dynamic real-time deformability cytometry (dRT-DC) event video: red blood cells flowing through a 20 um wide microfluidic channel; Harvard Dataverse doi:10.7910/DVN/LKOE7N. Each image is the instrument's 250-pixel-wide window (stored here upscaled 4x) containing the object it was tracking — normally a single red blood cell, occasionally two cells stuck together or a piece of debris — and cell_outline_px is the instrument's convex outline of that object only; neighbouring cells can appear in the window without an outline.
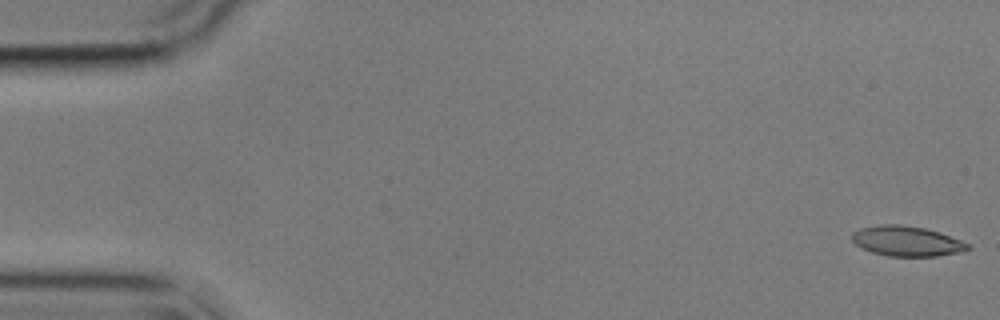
{"species": "common noctule bat (a hibernating species)", "species_latin": "Nyctalus noctula", "temperature_condition": "cold", "stored_images_in_passage": 55, "camera_frame_rate_fps": 3000, "um_per_image_px": 0.085, "animal": {"sex": "male", "body_mass_g": 17.9}, "frame": {"image": 1, "passage_image": 1, "time_ms": 0.0, "image_size_px": [1000, 320], "cell_outline_px": [[972, 248], [960, 252], [936, 256], [888, 256], [872, 252], [860, 248], [852, 240], [852, 232], [860, 228], [880, 224], [900, 224], [924, 228], [960, 240], [968, 244]], "centroid_in_image_um": [77.02, 20.5], "position_along_channel_um": 8.0, "area_um2": 20.17}}
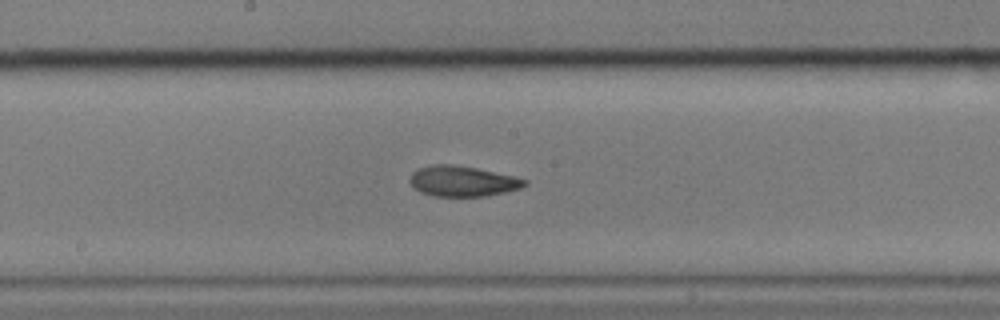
{"frame": {"image": 2, "passage_image": 29, "time_ms": 9.333, "image_size_px": [1000, 320], "cell_outline_px": [[528, 184], [520, 188], [504, 192], [484, 196], [436, 196], [420, 192], [408, 180], [412, 172], [420, 168], [432, 164], [452, 164], [476, 168], [516, 176], [528, 180]], "centroid_in_image_um": [39.33, 15.39], "position_along_channel_um": 208.9, "area_um2": 20.35}}
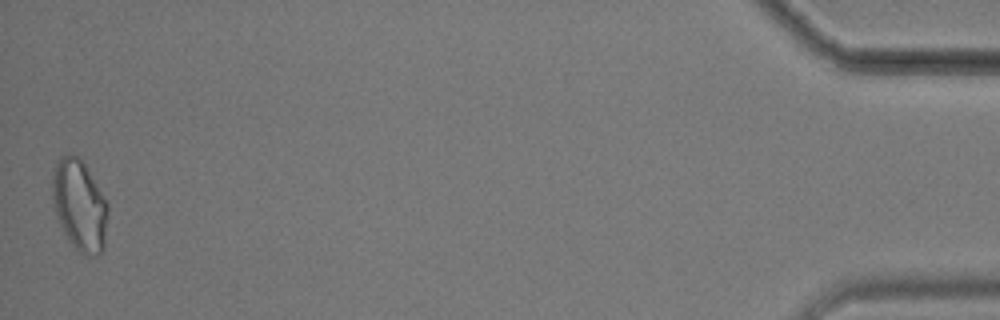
{"frame": {"image": 3, "passage_image": 55, "time_ms": 18.0, "image_size_px": [1000, 320], "cell_outline_px": [[108, 216], [104, 248], [96, 256], [80, 252], [72, 244], [64, 232], [60, 224], [52, 200], [52, 180], [56, 164], [60, 156], [76, 156], [84, 164], [108, 204]], "centroid_in_image_um": [6.77, 17.48], "position_along_channel_um": 428.4, "area_um2": 28.78}, "authors_computed_cell_mechanics": {"area_um2": 20.6346, "velocity_mm_per_s": 3.5867, "shape_relaxation_time_tau1_ms": 4.1142, "shape_relaxation_time_tau2_ms": 3.4392, "deformation_change_tau1": 0.1583, "deformation_change_tau2": 0.1105}}